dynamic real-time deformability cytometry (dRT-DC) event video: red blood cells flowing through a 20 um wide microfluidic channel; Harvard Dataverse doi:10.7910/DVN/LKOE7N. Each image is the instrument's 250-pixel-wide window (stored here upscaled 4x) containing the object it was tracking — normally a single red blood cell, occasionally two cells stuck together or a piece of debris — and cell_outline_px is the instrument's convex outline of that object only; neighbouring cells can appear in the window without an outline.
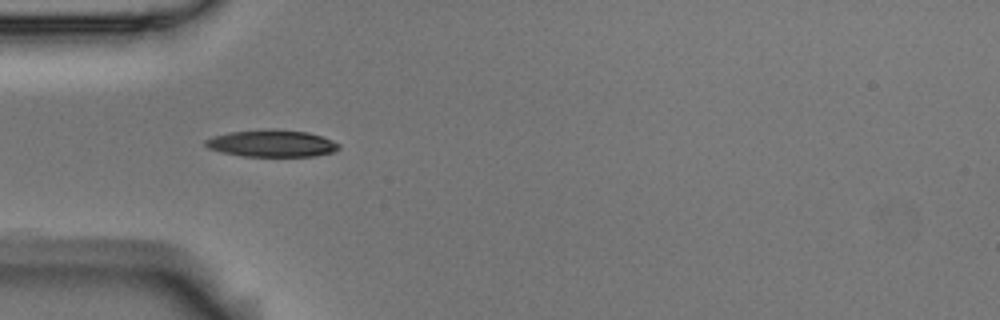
{"species": "Egyptian fruit bat (a non-hibernating species)", "species_latin": "Rousettus aegyptiacus", "temperature_condition": "room temperature", "stored_images_in_passage": 7, "camera_frame_rate_fps": 3000, "um_per_image_px": 0.085, "animal": {"sex": "male"}, "frame": {"image": 1, "passage_image": 1, "time_ms": 0.0, "image_size_px": [1000, 320], "cell_outline_px": [[340, 148], [332, 152], [316, 156], [244, 156], [224, 152], [208, 148], [204, 144], [204, 140], [212, 136], [228, 132], [268, 128], [272, 128], [308, 132], [332, 140], [340, 144]], "centroid_in_image_um": [23.09, 12.17], "position_along_channel_um": 61.9, "area_um2": 21.1}}
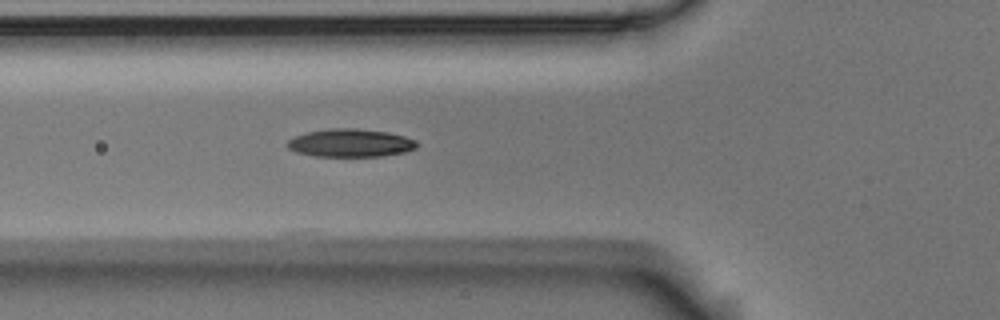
{"frame": {"image": 2, "passage_image": 4, "time_ms": 1.0, "image_size_px": [1000, 320], "cell_outline_px": [[420, 144], [416, 148], [404, 152], [384, 156], [316, 156], [296, 152], [288, 148], [284, 144], [288, 140], [304, 132], [328, 128], [356, 128], [388, 132], [404, 136], [416, 140]], "centroid_in_image_um": [29.78, 12.14], "position_along_channel_um": 96.0, "area_um2": 21.39}}